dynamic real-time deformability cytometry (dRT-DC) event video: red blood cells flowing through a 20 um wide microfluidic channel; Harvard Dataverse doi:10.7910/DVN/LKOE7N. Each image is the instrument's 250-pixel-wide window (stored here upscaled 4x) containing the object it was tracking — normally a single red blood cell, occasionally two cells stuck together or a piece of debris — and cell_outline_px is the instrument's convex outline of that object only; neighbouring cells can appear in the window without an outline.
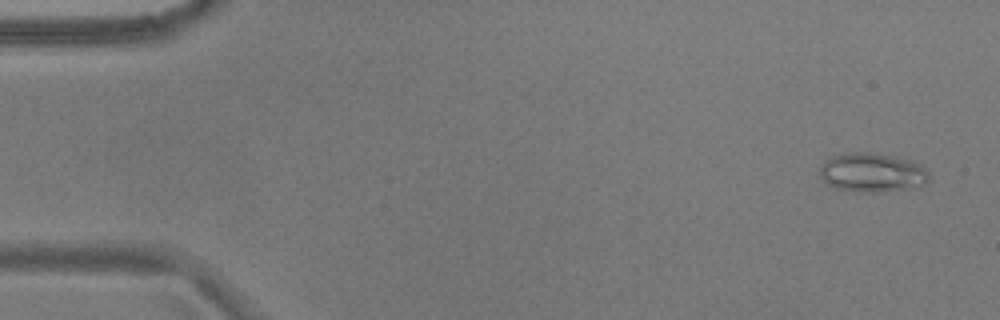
{"species": "common noctule bat (a hibernating species)", "species_latin": "Nyctalus noctula", "temperature_condition": "warm", "stored_images_in_passage": 20, "camera_frame_rate_fps": 3000, "um_per_image_px": 0.085, "animal": {"sex": "male", "body_mass_g": 17.9}, "frame": {"image": 1, "passage_image": 3, "time_ms": 0.667, "image_size_px": [1000, 320], "cell_outline_px": [[928, 180], [924, 184], [912, 188], [876, 192], [864, 192], [836, 188], [828, 184], [820, 176], [820, 168], [832, 156], [852, 152], [868, 152], [892, 156], [912, 160], [920, 164], [928, 172]], "centroid_in_image_um": [74.16, 14.66], "position_along_channel_um": 10.8, "area_um2": 24.57}}
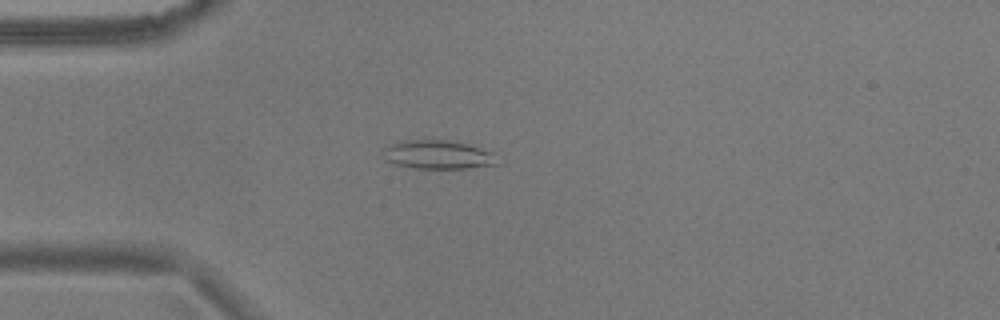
{"frame": {"image": 2, "passage_image": 15, "time_ms": 4.667, "image_size_px": [1000, 320], "cell_outline_px": [[500, 164], [468, 168], [412, 168], [396, 164], [384, 160], [384, 148], [388, 144], [400, 140], [456, 140], [492, 152]], "centroid_in_image_um": [37.21, 13.13], "position_along_channel_um": 47.8, "area_um2": 19.31}}
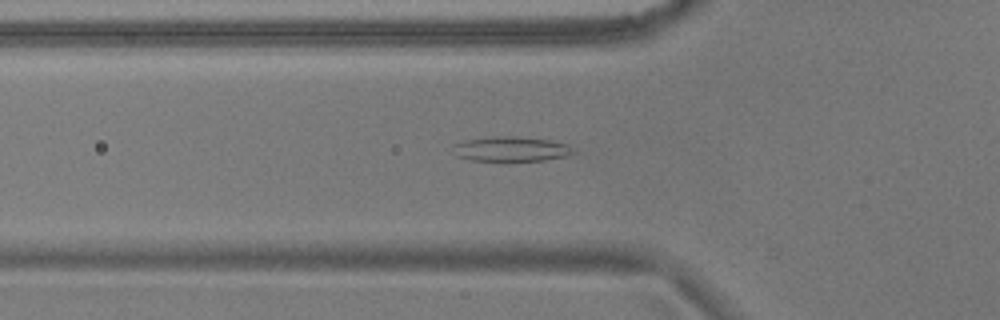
{"frame": {"image": 3, "passage_image": 19, "time_ms": 6.0, "image_size_px": [1000, 320], "cell_outline_px": [[576, 152], [564, 156], [544, 160], [504, 164], [472, 160], [456, 156], [456, 144], [464, 140], [492, 136], [512, 136], [552, 140], [568, 144]], "centroid_in_image_um": [43.47, 12.71], "position_along_channel_um": 82.3, "area_um2": 18.09}}